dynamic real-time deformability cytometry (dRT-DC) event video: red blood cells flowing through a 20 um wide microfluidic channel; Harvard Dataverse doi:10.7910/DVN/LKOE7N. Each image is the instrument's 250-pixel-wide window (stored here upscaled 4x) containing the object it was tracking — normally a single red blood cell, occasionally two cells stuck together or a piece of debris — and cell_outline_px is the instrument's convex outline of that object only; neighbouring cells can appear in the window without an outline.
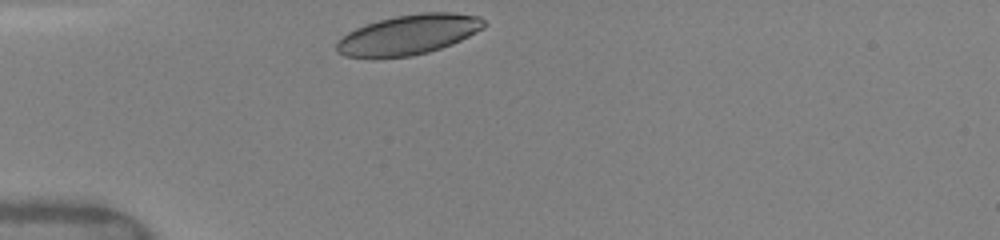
{"species": "human", "species_latin": "Homo sapiens", "temperature_condition": "warm", "stored_images_in_passage": 21, "camera_frame_rate_fps": 3000, "um_per_image_px": 0.085, "donor": {"sex": "female"}, "frame": {"image": 1, "passage_image": 1, "time_ms": 0.0, "image_size_px": [1000, 240], "cell_outline_px": [[488, 24], [484, 28], [452, 44], [428, 52], [412, 56], [344, 56], [336, 52], [336, 44], [348, 32], [356, 28], [380, 20], [396, 16], [420, 12], [452, 12], [480, 16]], "centroid_in_image_um": [34.79, 2.92], "position_along_channel_um": 50.2, "area_um2": 33.81}}
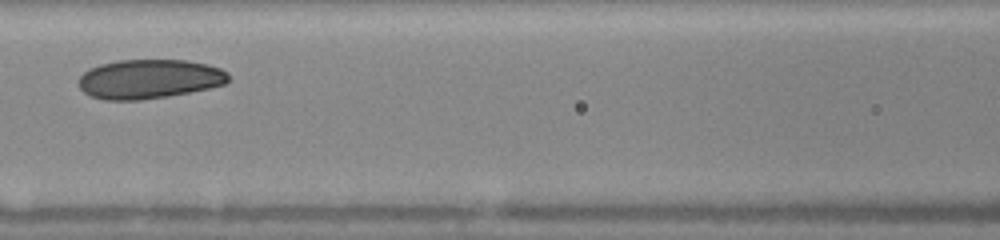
{"frame": {"image": 2, "passage_image": 7, "time_ms": 3.0, "image_size_px": [1000, 240], "cell_outline_px": [[228, 80], [224, 84], [208, 88], [168, 96], [140, 100], [104, 100], [92, 96], [84, 92], [80, 88], [80, 76], [88, 68], [100, 64], [120, 60], [188, 60], [208, 64], [220, 68], [228, 72]], "centroid_in_image_um": [12.68, 6.71], "position_along_channel_um": 153.9, "area_um2": 34.22}}
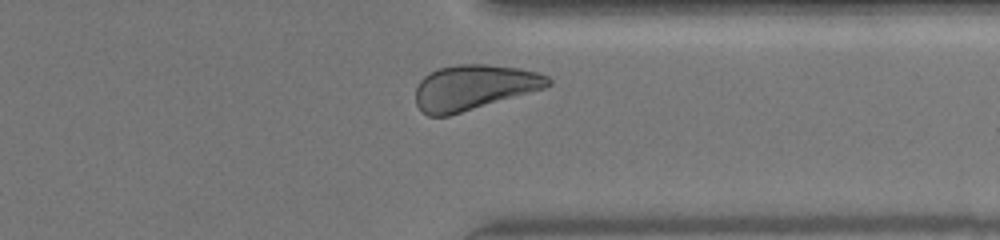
{"frame": {"image": 3, "passage_image": 18, "time_ms": 8.333, "image_size_px": [1000, 240], "cell_outline_px": [[552, 84], [544, 88], [448, 116], [428, 116], [416, 104], [416, 88], [420, 80], [424, 76], [440, 68], [456, 64], [488, 64], [520, 68], [540, 72], [548, 76], [552, 80]], "centroid_in_image_um": [40.3, 7.41], "position_along_channel_um": 371.1, "area_um2": 34.68}, "authors_computed_cell_mechanics": {"area_um2": 34.3332, "velocity_mm_per_s": 4.0701, "shape_relaxation_time_tau1_ms": 2.2485, "shape_relaxation_time_tau2_ms": 8.4217, "deformation_change_tau1": 0.0603, "deformation_change_tau2": 0.1355}}